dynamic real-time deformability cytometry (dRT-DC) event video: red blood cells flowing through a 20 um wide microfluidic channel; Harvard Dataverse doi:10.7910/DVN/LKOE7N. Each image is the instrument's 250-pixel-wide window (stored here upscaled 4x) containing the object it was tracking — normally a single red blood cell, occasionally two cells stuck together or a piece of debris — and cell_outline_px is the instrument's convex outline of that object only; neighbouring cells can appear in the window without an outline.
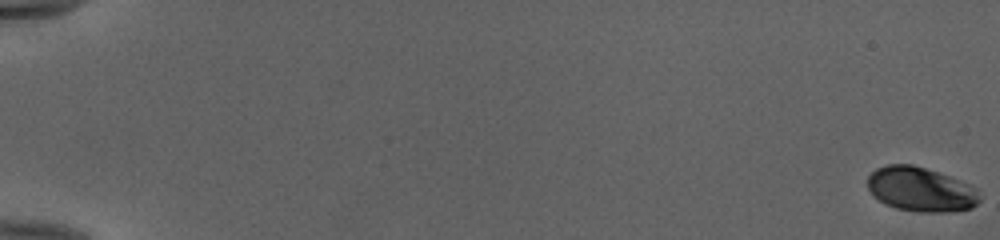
{"species": "human", "species_latin": "Homo sapiens", "temperature_condition": "cold", "stored_images_in_passage": 54, "camera_frame_rate_fps": 3000, "um_per_image_px": 0.085, "donor": {"sex": "female"}, "frame": {"image": 1, "passage_image": 1, "time_ms": 0.0, "image_size_px": [1000, 240], "cell_outline_px": [[980, 200], [972, 208], [952, 212], [920, 212], [896, 208], [884, 204], [872, 196], [868, 188], [868, 176], [876, 168], [888, 164], [912, 164], [948, 176], [968, 184], [976, 188]], "centroid_in_image_um": [78.23, 16.11], "position_along_channel_um": 6.8, "area_um2": 28.96}}
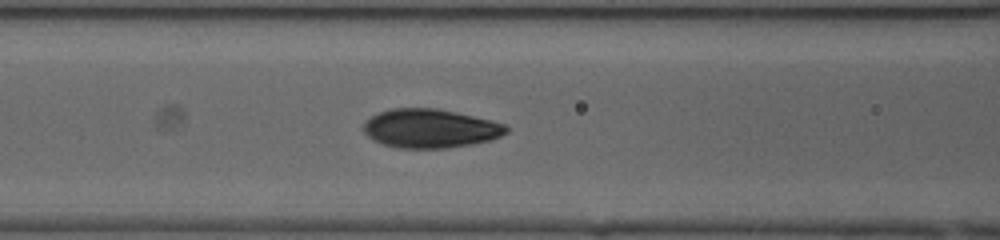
{"frame": {"image": 2, "passage_image": 26, "time_ms": 8.333, "image_size_px": [1000, 240], "cell_outline_px": [[508, 132], [492, 140], [444, 148], [400, 148], [384, 144], [368, 136], [364, 132], [364, 124], [372, 116], [380, 112], [392, 108], [436, 108], [472, 116], [504, 124], [508, 128]], "centroid_in_image_um": [36.57, 10.92], "position_along_channel_um": 130.0, "area_um2": 31.73}}
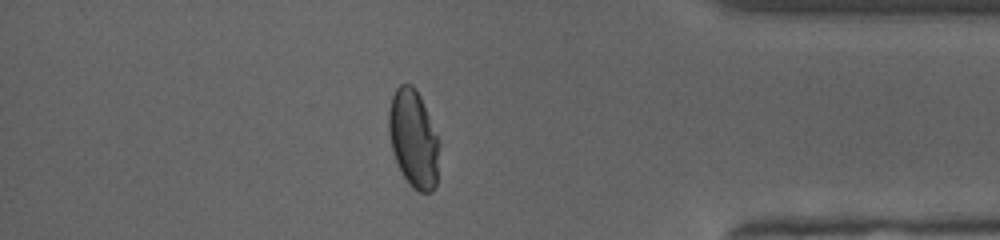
{"frame": {"image": 3, "passage_image": 48, "time_ms": 15.667, "image_size_px": [1000, 240], "cell_outline_px": [[436, 184], [432, 192], [420, 192], [412, 188], [404, 176], [396, 160], [392, 148], [388, 132], [388, 112], [392, 96], [396, 88], [400, 84], [412, 84], [420, 96], [436, 136]], "centroid_in_image_um": [35.08, 11.77], "position_along_channel_um": 400.1, "area_um2": 27.74}, "authors_computed_cell_mechanics": {"area_um2": 30.3161, "velocity_mm_per_s": 3.9897, "shape_relaxation_time_tau1_ms": 4.7564, "shape_relaxation_time_tau2_ms": null, "deformation_change_tau1": 0.1826, "deformation_change_tau2": null}}